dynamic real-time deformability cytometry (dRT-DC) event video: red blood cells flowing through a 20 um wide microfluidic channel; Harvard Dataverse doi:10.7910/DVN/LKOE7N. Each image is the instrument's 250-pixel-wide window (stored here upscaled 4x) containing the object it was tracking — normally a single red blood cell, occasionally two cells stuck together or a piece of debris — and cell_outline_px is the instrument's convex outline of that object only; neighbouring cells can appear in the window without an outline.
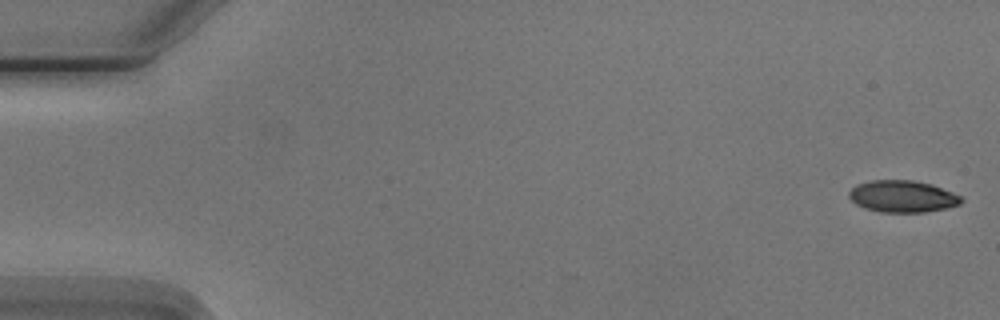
{"species": "Egyptian fruit bat (a non-hibernating species)", "species_latin": "Rousettus aegyptiacus", "temperature_condition": "cold", "stored_images_in_passage": 7, "camera_frame_rate_fps": 3000, "um_per_image_px": 0.085, "animal": {"sex": "male"}, "frame": {"image": 1, "passage_image": 1, "time_ms": 0.0, "image_size_px": [1000, 320], "cell_outline_px": [[964, 200], [960, 204], [944, 208], [924, 212], [880, 212], [864, 208], [856, 204], [848, 196], [848, 192], [856, 184], [872, 180], [912, 180], [932, 184], [964, 196]], "centroid_in_image_um": [76.73, 16.68], "position_along_channel_um": 8.3, "area_um2": 20.98}}
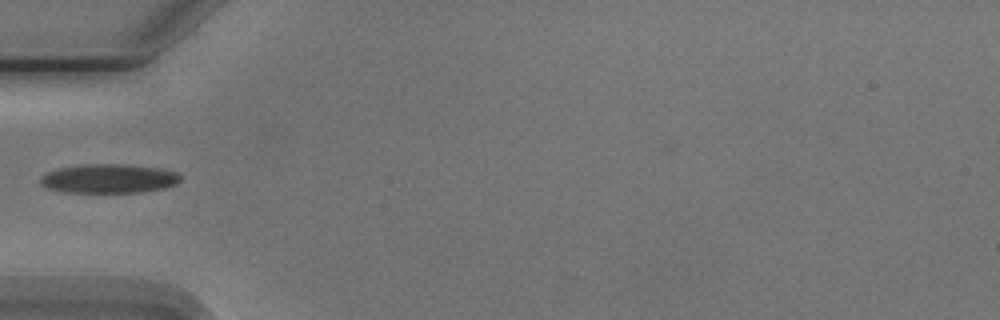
{"frame": {"image": 2, "passage_image": 6, "time_ms": 5.667, "image_size_px": [1000, 320], "cell_outline_px": [[180, 180], [176, 184], [164, 188], [140, 192], [64, 192], [48, 188], [40, 184], [40, 176], [48, 172], [60, 168], [80, 164], [124, 164], [164, 168], [176, 172], [180, 176]], "centroid_in_image_um": [9.26, 15.17], "position_along_channel_um": 75.7, "area_um2": 23.81}}
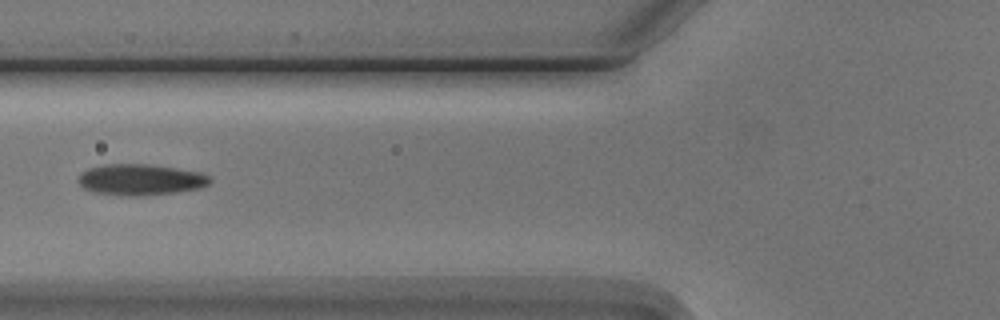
{"frame": {"image": 3, "passage_image": 7, "time_ms": 6.667, "image_size_px": [1000, 320], "cell_outline_px": [[212, 180], [208, 184], [200, 188], [176, 192], [148, 196], [128, 196], [92, 192], [84, 188], [76, 180], [88, 168], [104, 164], [148, 164], [176, 168], [200, 172], [212, 176]], "centroid_in_image_um": [11.97, 15.28], "position_along_channel_um": 113.8, "area_um2": 24.04}}